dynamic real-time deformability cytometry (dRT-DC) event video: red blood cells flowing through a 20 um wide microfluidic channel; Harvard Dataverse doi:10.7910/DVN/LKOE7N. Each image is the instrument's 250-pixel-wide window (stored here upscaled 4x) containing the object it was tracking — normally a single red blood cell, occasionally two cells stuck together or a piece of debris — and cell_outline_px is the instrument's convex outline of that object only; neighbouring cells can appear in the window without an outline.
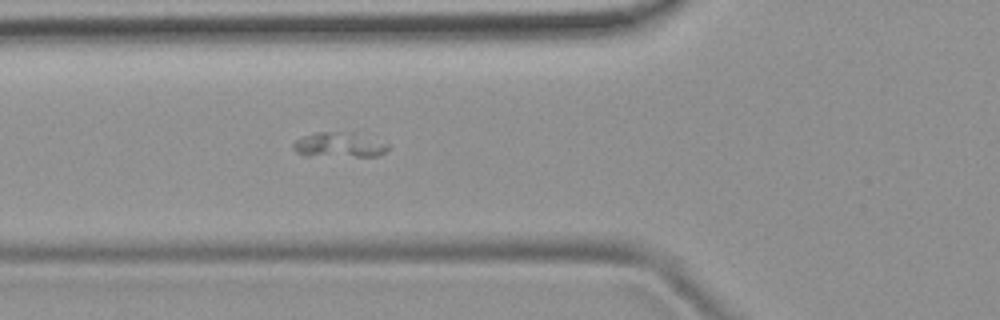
{"species": "common noctule bat (a hibernating species)", "species_latin": "Nyctalus noctula", "temperature_condition": "room temperature", "stored_images_in_passage": 36, "camera_frame_rate_fps": 3000, "um_per_image_px": 0.085, "animal": {"sex": "female", "body_mass_g": 19.9}, "frame": {"image": 1, "passage_image": 3, "time_ms": 0.667, "image_size_px": [1000, 320], "cell_outline_px": [[388, 148], [384, 152], [376, 156], [304, 156], [296, 152], [292, 148], [292, 144], [296, 140], [304, 136], [316, 132], [352, 132], [388, 144]], "centroid_in_image_um": [28.76, 12.33], "position_along_channel_um": 97.0, "area_um2": 13.7}}
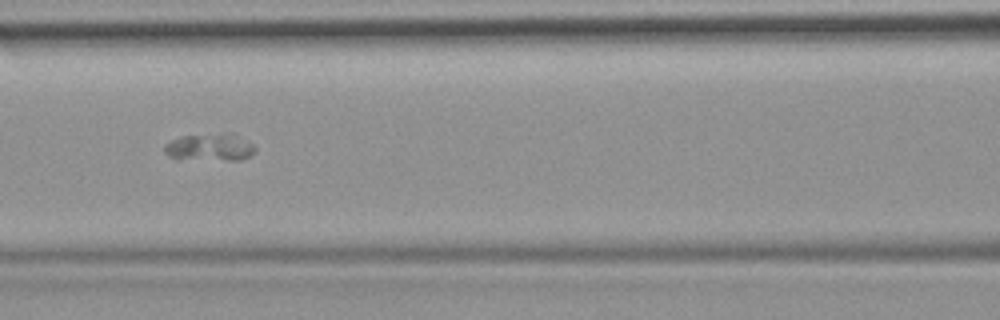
{"frame": {"image": 2, "passage_image": 7, "time_ms": 2.0, "image_size_px": [1000, 320], "cell_outline_px": [[256, 152], [240, 160], [176, 160], [168, 156], [164, 152], [164, 144], [180, 136], [232, 132], [252, 144], [256, 148]], "centroid_in_image_um": [17.8, 12.53], "position_along_channel_um": 148.8, "area_um2": 14.91}}
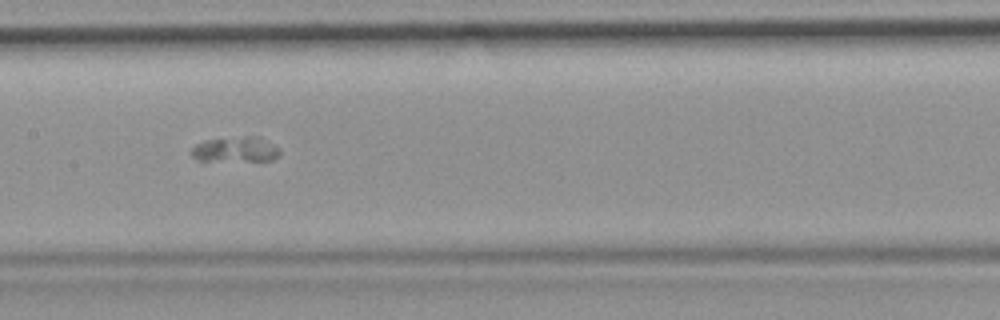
{"frame": {"image": 3, "passage_image": 10, "time_ms": 3.0, "image_size_px": [1000, 320], "cell_outline_px": [[280, 156], [272, 160], [196, 160], [192, 156], [192, 148], [196, 144], [204, 140], [244, 136], [260, 136], [280, 148]], "centroid_in_image_um": [20.07, 12.69], "position_along_channel_um": 187.3, "area_um2": 13.01}}